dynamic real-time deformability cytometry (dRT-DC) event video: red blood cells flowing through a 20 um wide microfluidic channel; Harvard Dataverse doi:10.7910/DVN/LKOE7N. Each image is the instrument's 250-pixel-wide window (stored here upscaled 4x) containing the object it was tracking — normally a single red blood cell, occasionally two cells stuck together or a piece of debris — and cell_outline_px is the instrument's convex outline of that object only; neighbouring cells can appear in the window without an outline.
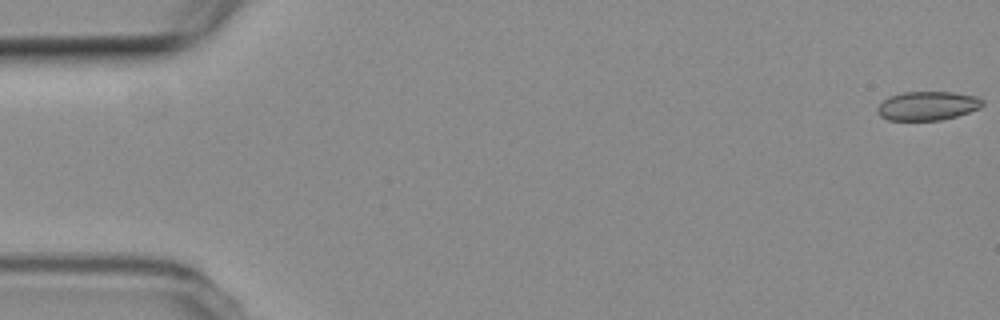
{"species": "common noctule bat (a hibernating species)", "species_latin": "Nyctalus noctula", "temperature_condition": "room temperature", "stored_images_in_passage": 55, "camera_frame_rate_fps": 3000, "um_per_image_px": 0.085, "animal": {"sex": "female", "body_mass_g": 19.3, "forearm_length_mm": 54.1}, "frame": {"image": 1, "passage_image": 1, "time_ms": 0.0, "image_size_px": [1000, 320], "cell_outline_px": [[984, 104], [980, 108], [956, 116], [940, 120], [888, 120], [880, 116], [876, 112], [876, 108], [888, 96], [904, 92], [952, 92], [976, 96], [984, 100]], "centroid_in_image_um": [78.83, 8.99], "position_along_channel_um": 6.2, "area_um2": 17.74}}
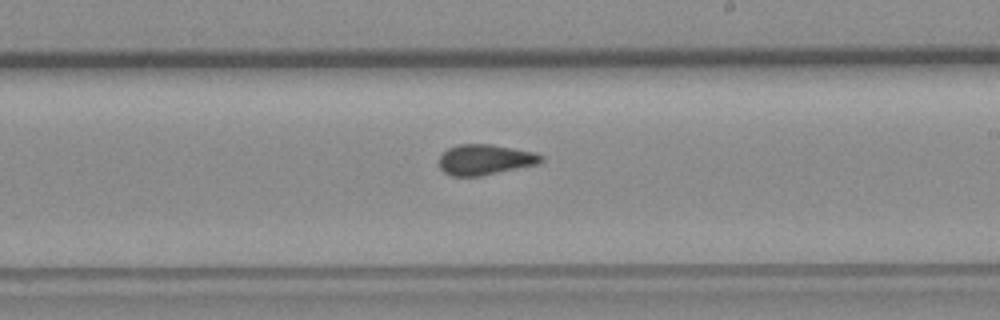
{"frame": {"image": 2, "passage_image": 32, "time_ms": 10.333, "image_size_px": [1000, 320], "cell_outline_px": [[544, 160], [536, 164], [480, 176], [452, 176], [444, 172], [440, 168], [440, 156], [448, 148], [456, 144], [492, 144], [536, 152], [544, 156]], "centroid_in_image_um": [41.24, 13.55], "position_along_channel_um": 247.8, "area_um2": 18.09}}
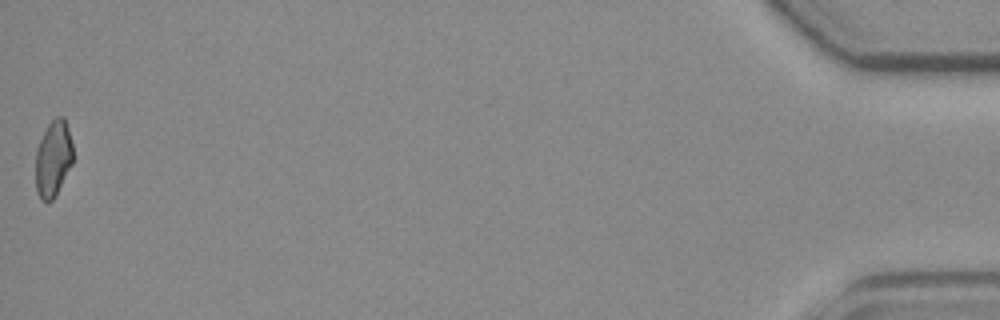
{"frame": {"image": 3, "passage_image": 55, "time_ms": 18.0, "image_size_px": [1000, 320], "cell_outline_px": [[72, 164], [52, 200], [40, 200], [36, 192], [36, 148], [48, 124], [56, 116], [64, 116], [68, 128], [72, 144]], "centroid_in_image_um": [4.51, 13.45], "position_along_channel_um": 430.7, "area_um2": 16.42}, "authors_computed_cell_mechanics": {"area_um2": 18.1492, "velocity_mm_per_s": 3.7672, "shape_relaxation_time_tau1_ms": null, "shape_relaxation_time_tau2_ms": 0.9062, "deformation_change_tau1": null, "deformation_change_tau2": 0.0608}}